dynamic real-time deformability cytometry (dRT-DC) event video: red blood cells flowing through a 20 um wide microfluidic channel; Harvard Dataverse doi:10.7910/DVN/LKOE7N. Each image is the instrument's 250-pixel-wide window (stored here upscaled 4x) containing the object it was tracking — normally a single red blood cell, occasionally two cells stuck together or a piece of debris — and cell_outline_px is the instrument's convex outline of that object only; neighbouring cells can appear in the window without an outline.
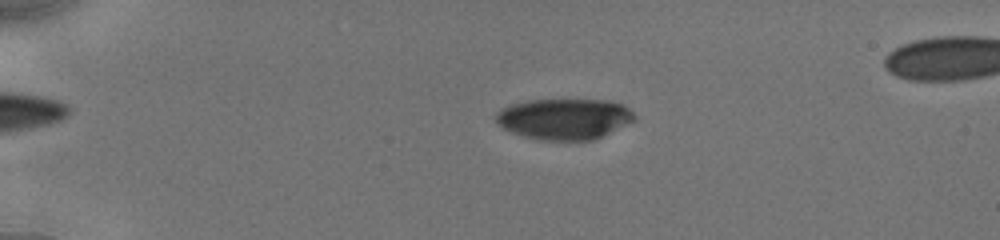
{"species": "human", "species_latin": "Homo sapiens", "temperature_condition": "cold", "stored_images_in_passage": 25, "camera_frame_rate_fps": 3000, "um_per_image_px": 0.085, "donor": {"sex": "male"}, "frame": {"image": 1, "passage_image": 9, "time_ms": 4.0, "image_size_px": [1000, 240], "cell_outline_px": [[636, 120], [592, 140], [536, 140], [512, 132], [504, 128], [496, 120], [496, 112], [500, 108], [512, 104], [528, 100], [608, 100], [620, 104], [628, 108], [636, 116]], "centroid_in_image_um": [47.95, 10.1], "position_along_channel_um": 37.0, "area_um2": 32.83}}
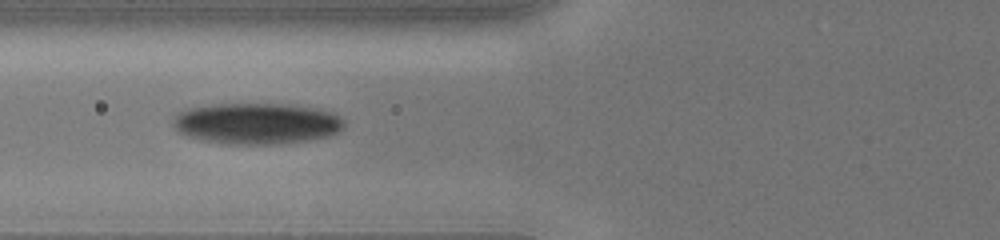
{"frame": {"image": 2, "passage_image": 16, "time_ms": 7.333, "image_size_px": [1000, 240], "cell_outline_px": [[344, 128], [340, 132], [328, 136], [312, 140], [280, 144], [220, 144], [200, 140], [188, 136], [180, 132], [172, 124], [172, 120], [180, 112], [188, 108], [216, 104], [296, 104], [332, 112], [344, 120]], "centroid_in_image_um": [21.85, 10.51], "position_along_channel_um": 103.9, "area_um2": 41.44}}
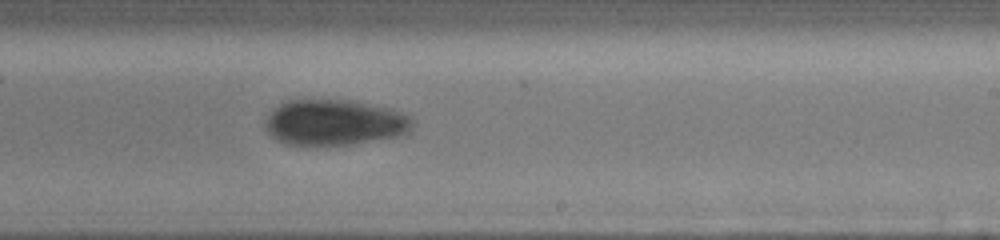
{"frame": {"image": 3, "passage_image": 25, "time_ms": 11.333, "image_size_px": [1000, 240], "cell_outline_px": [[412, 128], [400, 136], [348, 144], [284, 144], [276, 140], [264, 128], [268, 116], [272, 108], [288, 100], [348, 100], [388, 108], [408, 116], [412, 120]], "centroid_in_image_um": [28.38, 10.4], "position_along_channel_um": 260.6, "area_um2": 38.67}}